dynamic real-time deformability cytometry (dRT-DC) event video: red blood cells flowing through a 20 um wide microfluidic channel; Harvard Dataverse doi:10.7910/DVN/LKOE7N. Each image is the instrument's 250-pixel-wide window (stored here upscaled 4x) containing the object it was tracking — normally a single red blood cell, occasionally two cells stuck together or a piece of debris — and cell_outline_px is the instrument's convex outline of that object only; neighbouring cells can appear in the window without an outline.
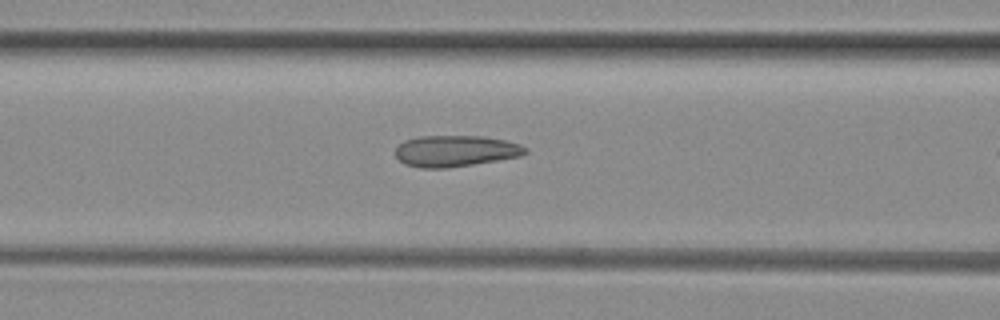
{"species": "common noctule bat (a hibernating species)", "species_latin": "Nyctalus noctula", "temperature_condition": "room temperature", "stored_images_in_passage": 11, "camera_frame_rate_fps": 3000, "um_per_image_px": 0.085, "animal": {"sex": "female", "body_mass_g": 29.2, "forearm_length_mm": 56.3}, "frame": {"image": 1, "passage_image": 10, "time_ms": 3.0, "image_size_px": [1000, 320], "cell_outline_px": [[528, 152], [520, 156], [448, 168], [420, 168], [404, 164], [396, 156], [396, 148], [404, 140], [420, 136], [484, 136], [504, 140], [520, 144], [528, 148]], "centroid_in_image_um": [38.71, 12.83], "position_along_channel_um": 127.9, "area_um2": 23.64}}